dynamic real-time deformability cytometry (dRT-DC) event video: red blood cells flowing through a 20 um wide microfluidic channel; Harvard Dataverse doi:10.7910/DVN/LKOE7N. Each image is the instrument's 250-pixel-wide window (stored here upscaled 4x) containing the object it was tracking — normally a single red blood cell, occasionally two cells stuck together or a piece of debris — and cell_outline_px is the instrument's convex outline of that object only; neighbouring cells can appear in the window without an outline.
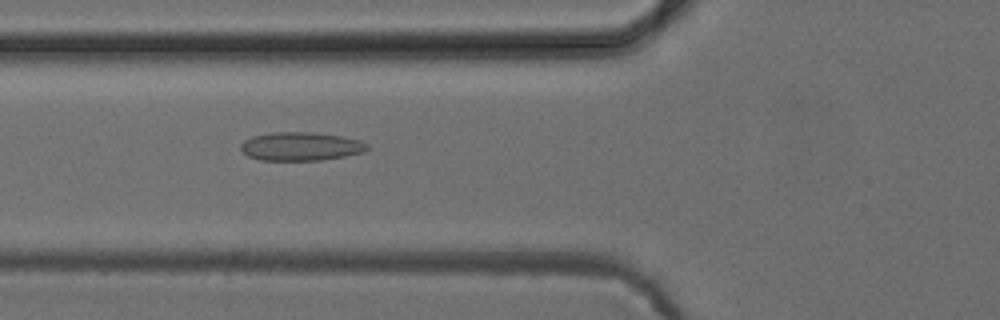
{"species": "common noctule bat (a hibernating species)", "species_latin": "Nyctalus noctula", "temperature_condition": "cold", "stored_images_in_passage": 52, "camera_frame_rate_fps": 3000, "um_per_image_px": 0.085, "animal": {"sex": "female", "body_mass_g": 24.6, "forearm_length_mm": 56.2}, "frame": {"image": 1, "passage_image": 19, "time_ms": 6.0, "image_size_px": [1000, 320], "cell_outline_px": [[368, 148], [364, 152], [344, 156], [320, 160], [260, 160], [248, 156], [240, 148], [240, 144], [244, 140], [252, 136], [272, 132], [312, 132], [340, 136], [360, 140], [368, 144]], "centroid_in_image_um": [25.55, 12.44], "position_along_channel_um": 100.3, "area_um2": 20.98}}
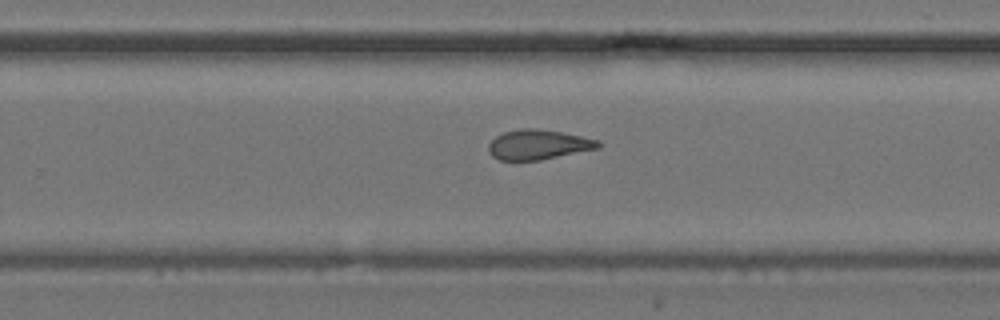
{"frame": {"image": 2, "passage_image": 33, "time_ms": 10.667, "image_size_px": [1000, 320], "cell_outline_px": [[600, 148], [540, 160], [500, 160], [492, 156], [488, 152], [488, 144], [496, 136], [504, 132], [520, 128], [536, 128], [560, 132], [600, 140]], "centroid_in_image_um": [45.74, 12.29], "position_along_channel_um": 284.1, "area_um2": 19.07}}
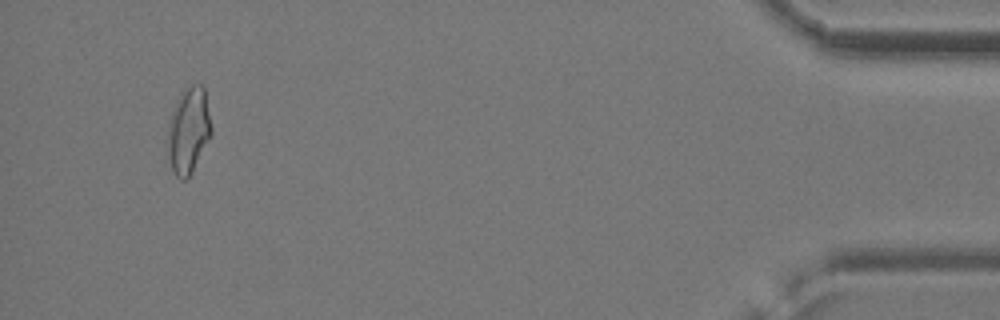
{"frame": {"image": 3, "passage_image": 49, "time_ms": 16.0, "image_size_px": [1000, 320], "cell_outline_px": [[212, 136], [192, 172], [184, 180], [180, 180], [172, 172], [168, 156], [168, 120], [180, 92], [192, 84], [200, 84], [204, 88], [212, 128]], "centroid_in_image_um": [16.02, 11.1], "position_along_channel_um": 419.2, "area_um2": 22.14}, "authors_computed_cell_mechanics": {"area_um2": 20.2878, "velocity_mm_per_s": 3.9273, "shape_relaxation_time_tau1_ms": null, "shape_relaxation_time_tau2_ms": 1.7862, "deformation_change_tau1": null, "deformation_change_tau2": 0.0823}}